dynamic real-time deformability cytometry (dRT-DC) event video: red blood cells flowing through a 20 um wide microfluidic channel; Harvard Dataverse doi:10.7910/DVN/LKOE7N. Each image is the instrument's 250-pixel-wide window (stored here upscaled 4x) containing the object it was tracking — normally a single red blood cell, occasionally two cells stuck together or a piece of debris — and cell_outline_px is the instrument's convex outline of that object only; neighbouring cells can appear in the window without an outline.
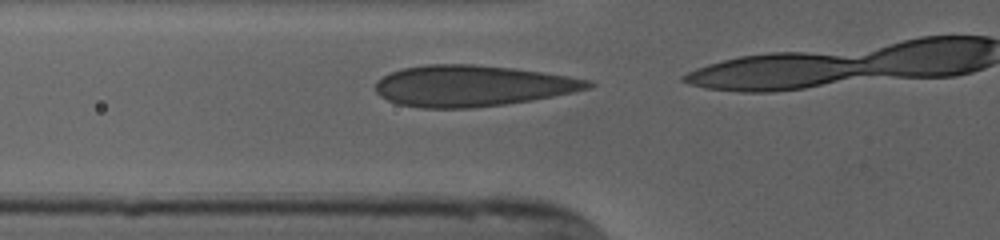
{"species": "human", "species_latin": "Homo sapiens", "temperature_condition": "cold", "stored_images_in_passage": 9, "camera_frame_rate_fps": 3000, "um_per_image_px": 0.085, "donor": {"sex": "female"}, "frame": {"image": 1, "passage_image": 7, "time_ms": 2.0, "image_size_px": [1000, 240], "cell_outline_px": [[596, 84], [592, 88], [532, 100], [504, 104], [472, 108], [420, 108], [400, 104], [388, 100], [380, 96], [376, 92], [376, 80], [392, 72], [404, 68], [428, 64], [472, 64], [512, 68], [568, 76], [592, 80]], "centroid_in_image_um": [40.15, 7.3], "position_along_channel_um": 85.7, "area_um2": 50.75}}